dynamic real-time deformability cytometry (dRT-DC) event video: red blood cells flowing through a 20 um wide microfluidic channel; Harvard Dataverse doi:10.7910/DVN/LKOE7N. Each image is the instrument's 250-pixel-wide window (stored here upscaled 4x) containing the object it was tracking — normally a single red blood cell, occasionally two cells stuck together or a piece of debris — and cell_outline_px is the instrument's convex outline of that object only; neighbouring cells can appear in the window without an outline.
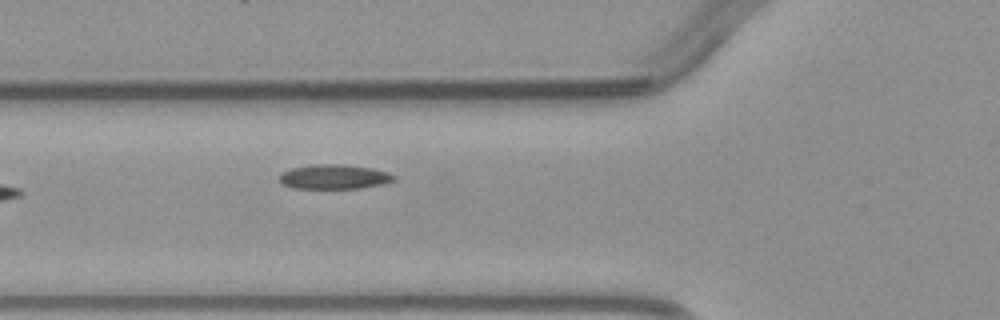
{"species": "common noctule bat (a hibernating species)", "species_latin": "Nyctalus noctula", "temperature_condition": "warm", "stored_images_in_passage": 6, "camera_frame_rate_fps": 3000, "um_per_image_px": 0.085, "animal": {"sex": "male", "body_mass_g": 23.1, "forearm_length_mm": 52.7}, "frame": {"image": 1, "passage_image": 6, "time_ms": 6.0, "image_size_px": [1000, 320], "cell_outline_px": [[396, 180], [380, 184], [360, 188], [292, 188], [284, 184], [280, 180], [280, 172], [292, 168], [312, 164], [344, 164], [372, 168], [388, 172], [396, 176]], "centroid_in_image_um": [28.41, 15.01], "position_along_channel_um": 97.4, "area_um2": 16.36}}